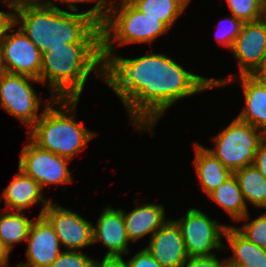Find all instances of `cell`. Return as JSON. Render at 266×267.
Returning a JSON list of instances; mask_svg holds the SVG:
<instances>
[{
    "label": "cell",
    "instance_id": "cell-1",
    "mask_svg": "<svg viewBox=\"0 0 266 267\" xmlns=\"http://www.w3.org/2000/svg\"><path fill=\"white\" fill-rule=\"evenodd\" d=\"M166 54L123 58L115 54L104 65V83L120 98L131 124L152 131L179 99L209 90L211 79L184 69Z\"/></svg>",
    "mask_w": 266,
    "mask_h": 267
},
{
    "label": "cell",
    "instance_id": "cell-2",
    "mask_svg": "<svg viewBox=\"0 0 266 267\" xmlns=\"http://www.w3.org/2000/svg\"><path fill=\"white\" fill-rule=\"evenodd\" d=\"M70 11L50 4L25 7L14 12V24L42 54L67 43H101L100 23L87 11Z\"/></svg>",
    "mask_w": 266,
    "mask_h": 267
},
{
    "label": "cell",
    "instance_id": "cell-3",
    "mask_svg": "<svg viewBox=\"0 0 266 267\" xmlns=\"http://www.w3.org/2000/svg\"><path fill=\"white\" fill-rule=\"evenodd\" d=\"M104 65L102 43H67L42 54L40 81L55 99H80L90 73L104 80Z\"/></svg>",
    "mask_w": 266,
    "mask_h": 267
},
{
    "label": "cell",
    "instance_id": "cell-4",
    "mask_svg": "<svg viewBox=\"0 0 266 267\" xmlns=\"http://www.w3.org/2000/svg\"><path fill=\"white\" fill-rule=\"evenodd\" d=\"M78 102L75 98L54 99L29 129L28 137L40 148L71 160L97 136L76 120Z\"/></svg>",
    "mask_w": 266,
    "mask_h": 267
},
{
    "label": "cell",
    "instance_id": "cell-5",
    "mask_svg": "<svg viewBox=\"0 0 266 267\" xmlns=\"http://www.w3.org/2000/svg\"><path fill=\"white\" fill-rule=\"evenodd\" d=\"M101 25L102 58L104 64L115 54V47L152 42L169 28L158 18L146 16L128 0H109L105 18ZM118 44V45H117Z\"/></svg>",
    "mask_w": 266,
    "mask_h": 267
},
{
    "label": "cell",
    "instance_id": "cell-6",
    "mask_svg": "<svg viewBox=\"0 0 266 267\" xmlns=\"http://www.w3.org/2000/svg\"><path fill=\"white\" fill-rule=\"evenodd\" d=\"M265 137L262 130L235 117L213 138L216 147L208 150L233 173L253 165L258 146Z\"/></svg>",
    "mask_w": 266,
    "mask_h": 267
},
{
    "label": "cell",
    "instance_id": "cell-7",
    "mask_svg": "<svg viewBox=\"0 0 266 267\" xmlns=\"http://www.w3.org/2000/svg\"><path fill=\"white\" fill-rule=\"evenodd\" d=\"M31 82L38 79L4 72L0 76V107L26 125L28 130L38 121L44 109L55 99L51 94L41 110V100ZM41 110L40 115L38 112Z\"/></svg>",
    "mask_w": 266,
    "mask_h": 267
},
{
    "label": "cell",
    "instance_id": "cell-8",
    "mask_svg": "<svg viewBox=\"0 0 266 267\" xmlns=\"http://www.w3.org/2000/svg\"><path fill=\"white\" fill-rule=\"evenodd\" d=\"M174 221L180 228L189 257L216 255L212 250L220 251L228 247L222 244L221 237L229 225H220L216 219L212 220L197 208L188 209L185 216Z\"/></svg>",
    "mask_w": 266,
    "mask_h": 267
},
{
    "label": "cell",
    "instance_id": "cell-9",
    "mask_svg": "<svg viewBox=\"0 0 266 267\" xmlns=\"http://www.w3.org/2000/svg\"><path fill=\"white\" fill-rule=\"evenodd\" d=\"M20 151L18 168L38 182L42 190L45 186L73 183L68 168L70 159L44 150L30 138Z\"/></svg>",
    "mask_w": 266,
    "mask_h": 267
},
{
    "label": "cell",
    "instance_id": "cell-10",
    "mask_svg": "<svg viewBox=\"0 0 266 267\" xmlns=\"http://www.w3.org/2000/svg\"><path fill=\"white\" fill-rule=\"evenodd\" d=\"M14 27L15 24L10 27L12 34L7 31L0 45L3 70L40 80L42 53L19 28L15 31Z\"/></svg>",
    "mask_w": 266,
    "mask_h": 267
},
{
    "label": "cell",
    "instance_id": "cell-11",
    "mask_svg": "<svg viewBox=\"0 0 266 267\" xmlns=\"http://www.w3.org/2000/svg\"><path fill=\"white\" fill-rule=\"evenodd\" d=\"M52 225L65 250L78 251L93 245L92 222L78 212L66 209L51 201L42 214Z\"/></svg>",
    "mask_w": 266,
    "mask_h": 267
},
{
    "label": "cell",
    "instance_id": "cell-12",
    "mask_svg": "<svg viewBox=\"0 0 266 267\" xmlns=\"http://www.w3.org/2000/svg\"><path fill=\"white\" fill-rule=\"evenodd\" d=\"M238 61L239 74L250 75L266 64V16L260 20L243 23L241 31L230 50Z\"/></svg>",
    "mask_w": 266,
    "mask_h": 267
},
{
    "label": "cell",
    "instance_id": "cell-13",
    "mask_svg": "<svg viewBox=\"0 0 266 267\" xmlns=\"http://www.w3.org/2000/svg\"><path fill=\"white\" fill-rule=\"evenodd\" d=\"M26 241L27 262L20 263L21 267H49L62 252L54 228L43 215L34 217Z\"/></svg>",
    "mask_w": 266,
    "mask_h": 267
},
{
    "label": "cell",
    "instance_id": "cell-14",
    "mask_svg": "<svg viewBox=\"0 0 266 267\" xmlns=\"http://www.w3.org/2000/svg\"><path fill=\"white\" fill-rule=\"evenodd\" d=\"M93 245L95 243H103L108 249L105 257H118L129 254L128 239L123 209H114L108 206L102 210L96 225L92 226Z\"/></svg>",
    "mask_w": 266,
    "mask_h": 267
},
{
    "label": "cell",
    "instance_id": "cell-15",
    "mask_svg": "<svg viewBox=\"0 0 266 267\" xmlns=\"http://www.w3.org/2000/svg\"><path fill=\"white\" fill-rule=\"evenodd\" d=\"M145 248L162 267H182L189 257L180 228L173 219H168L150 237Z\"/></svg>",
    "mask_w": 266,
    "mask_h": 267
},
{
    "label": "cell",
    "instance_id": "cell-16",
    "mask_svg": "<svg viewBox=\"0 0 266 267\" xmlns=\"http://www.w3.org/2000/svg\"><path fill=\"white\" fill-rule=\"evenodd\" d=\"M210 79L213 88L226 86L233 81L236 82V80L241 82L245 106L236 117L266 134V90L251 75H239L237 78L230 76L222 79Z\"/></svg>",
    "mask_w": 266,
    "mask_h": 267
},
{
    "label": "cell",
    "instance_id": "cell-17",
    "mask_svg": "<svg viewBox=\"0 0 266 267\" xmlns=\"http://www.w3.org/2000/svg\"><path fill=\"white\" fill-rule=\"evenodd\" d=\"M2 200L5 202V206L9 208V211L11 209V211L22 212L40 201L43 207L39 215L43 214L45 208L52 201L51 199L44 198L43 190L39 183L20 169L14 175L9 185L3 190V194L0 195V203Z\"/></svg>",
    "mask_w": 266,
    "mask_h": 267
},
{
    "label": "cell",
    "instance_id": "cell-18",
    "mask_svg": "<svg viewBox=\"0 0 266 267\" xmlns=\"http://www.w3.org/2000/svg\"><path fill=\"white\" fill-rule=\"evenodd\" d=\"M136 200V207L129 213L123 209L125 229L128 239L137 242L149 234L150 237L168 220L165 219V208L162 204L144 203L139 206Z\"/></svg>",
    "mask_w": 266,
    "mask_h": 267
},
{
    "label": "cell",
    "instance_id": "cell-19",
    "mask_svg": "<svg viewBox=\"0 0 266 267\" xmlns=\"http://www.w3.org/2000/svg\"><path fill=\"white\" fill-rule=\"evenodd\" d=\"M195 158L193 165L195 166L199 184H201L203 192L209 195L218 188L233 173L226 168L207 147L201 144H194Z\"/></svg>",
    "mask_w": 266,
    "mask_h": 267
},
{
    "label": "cell",
    "instance_id": "cell-20",
    "mask_svg": "<svg viewBox=\"0 0 266 267\" xmlns=\"http://www.w3.org/2000/svg\"><path fill=\"white\" fill-rule=\"evenodd\" d=\"M233 255L226 260L241 267H266V248L247 240L234 226L227 227L224 236Z\"/></svg>",
    "mask_w": 266,
    "mask_h": 267
},
{
    "label": "cell",
    "instance_id": "cell-21",
    "mask_svg": "<svg viewBox=\"0 0 266 267\" xmlns=\"http://www.w3.org/2000/svg\"><path fill=\"white\" fill-rule=\"evenodd\" d=\"M208 197L222 207L234 221L238 222L248 213V206L234 174L212 191Z\"/></svg>",
    "mask_w": 266,
    "mask_h": 267
},
{
    "label": "cell",
    "instance_id": "cell-22",
    "mask_svg": "<svg viewBox=\"0 0 266 267\" xmlns=\"http://www.w3.org/2000/svg\"><path fill=\"white\" fill-rule=\"evenodd\" d=\"M242 191L244 201L257 208L266 209V178L254 166H246L233 172Z\"/></svg>",
    "mask_w": 266,
    "mask_h": 267
},
{
    "label": "cell",
    "instance_id": "cell-23",
    "mask_svg": "<svg viewBox=\"0 0 266 267\" xmlns=\"http://www.w3.org/2000/svg\"><path fill=\"white\" fill-rule=\"evenodd\" d=\"M137 10L158 18L169 29L174 25L177 18L183 14L191 0H128Z\"/></svg>",
    "mask_w": 266,
    "mask_h": 267
},
{
    "label": "cell",
    "instance_id": "cell-24",
    "mask_svg": "<svg viewBox=\"0 0 266 267\" xmlns=\"http://www.w3.org/2000/svg\"><path fill=\"white\" fill-rule=\"evenodd\" d=\"M1 211V210H0ZM22 211H3L0 214V240L13 250L16 243L26 241L34 219L22 215Z\"/></svg>",
    "mask_w": 266,
    "mask_h": 267
},
{
    "label": "cell",
    "instance_id": "cell-25",
    "mask_svg": "<svg viewBox=\"0 0 266 267\" xmlns=\"http://www.w3.org/2000/svg\"><path fill=\"white\" fill-rule=\"evenodd\" d=\"M231 14L243 23L260 20L266 16L261 0H226Z\"/></svg>",
    "mask_w": 266,
    "mask_h": 267
},
{
    "label": "cell",
    "instance_id": "cell-26",
    "mask_svg": "<svg viewBox=\"0 0 266 267\" xmlns=\"http://www.w3.org/2000/svg\"><path fill=\"white\" fill-rule=\"evenodd\" d=\"M249 216L248 212L241 220H239L247 221L246 224L242 225L240 228L234 226L235 229L247 240L259 247L266 248V211L251 221H248Z\"/></svg>",
    "mask_w": 266,
    "mask_h": 267
},
{
    "label": "cell",
    "instance_id": "cell-27",
    "mask_svg": "<svg viewBox=\"0 0 266 267\" xmlns=\"http://www.w3.org/2000/svg\"><path fill=\"white\" fill-rule=\"evenodd\" d=\"M220 23L223 26L221 24H219L221 26H217L218 28L216 30L215 37L216 41H218L219 45H222L225 48H229L231 50L235 39L241 31L243 22L231 14L230 17H226L223 20H220Z\"/></svg>",
    "mask_w": 266,
    "mask_h": 267
},
{
    "label": "cell",
    "instance_id": "cell-28",
    "mask_svg": "<svg viewBox=\"0 0 266 267\" xmlns=\"http://www.w3.org/2000/svg\"><path fill=\"white\" fill-rule=\"evenodd\" d=\"M96 261L81 251L65 250L49 267H96Z\"/></svg>",
    "mask_w": 266,
    "mask_h": 267
},
{
    "label": "cell",
    "instance_id": "cell-29",
    "mask_svg": "<svg viewBox=\"0 0 266 267\" xmlns=\"http://www.w3.org/2000/svg\"><path fill=\"white\" fill-rule=\"evenodd\" d=\"M50 5L56 6V2L59 1L62 4H66L69 10H79L75 3H86V2H94V6L88 10L87 12L94 17L99 23L103 21L105 18L109 0H48ZM55 1V3H53Z\"/></svg>",
    "mask_w": 266,
    "mask_h": 267
},
{
    "label": "cell",
    "instance_id": "cell-30",
    "mask_svg": "<svg viewBox=\"0 0 266 267\" xmlns=\"http://www.w3.org/2000/svg\"><path fill=\"white\" fill-rule=\"evenodd\" d=\"M226 259L220 260L216 255L188 257L182 267H225Z\"/></svg>",
    "mask_w": 266,
    "mask_h": 267
},
{
    "label": "cell",
    "instance_id": "cell-31",
    "mask_svg": "<svg viewBox=\"0 0 266 267\" xmlns=\"http://www.w3.org/2000/svg\"><path fill=\"white\" fill-rule=\"evenodd\" d=\"M127 263L129 267H162L146 248H142Z\"/></svg>",
    "mask_w": 266,
    "mask_h": 267
},
{
    "label": "cell",
    "instance_id": "cell-32",
    "mask_svg": "<svg viewBox=\"0 0 266 267\" xmlns=\"http://www.w3.org/2000/svg\"><path fill=\"white\" fill-rule=\"evenodd\" d=\"M2 1H5V5L12 10V12H15L19 9L25 8V7H35V6H44L48 5V0H0V3Z\"/></svg>",
    "mask_w": 266,
    "mask_h": 267
},
{
    "label": "cell",
    "instance_id": "cell-33",
    "mask_svg": "<svg viewBox=\"0 0 266 267\" xmlns=\"http://www.w3.org/2000/svg\"><path fill=\"white\" fill-rule=\"evenodd\" d=\"M253 165L266 178V137L258 146Z\"/></svg>",
    "mask_w": 266,
    "mask_h": 267
},
{
    "label": "cell",
    "instance_id": "cell-34",
    "mask_svg": "<svg viewBox=\"0 0 266 267\" xmlns=\"http://www.w3.org/2000/svg\"><path fill=\"white\" fill-rule=\"evenodd\" d=\"M14 24V12L0 11V45L4 41L7 31Z\"/></svg>",
    "mask_w": 266,
    "mask_h": 267
},
{
    "label": "cell",
    "instance_id": "cell-35",
    "mask_svg": "<svg viewBox=\"0 0 266 267\" xmlns=\"http://www.w3.org/2000/svg\"><path fill=\"white\" fill-rule=\"evenodd\" d=\"M124 256L118 257H103L101 261H96V267H129L127 260L123 259Z\"/></svg>",
    "mask_w": 266,
    "mask_h": 267
},
{
    "label": "cell",
    "instance_id": "cell-36",
    "mask_svg": "<svg viewBox=\"0 0 266 267\" xmlns=\"http://www.w3.org/2000/svg\"><path fill=\"white\" fill-rule=\"evenodd\" d=\"M250 75L266 90V70L264 68L254 70Z\"/></svg>",
    "mask_w": 266,
    "mask_h": 267
},
{
    "label": "cell",
    "instance_id": "cell-37",
    "mask_svg": "<svg viewBox=\"0 0 266 267\" xmlns=\"http://www.w3.org/2000/svg\"><path fill=\"white\" fill-rule=\"evenodd\" d=\"M10 252L8 247L0 240V267L9 265Z\"/></svg>",
    "mask_w": 266,
    "mask_h": 267
},
{
    "label": "cell",
    "instance_id": "cell-38",
    "mask_svg": "<svg viewBox=\"0 0 266 267\" xmlns=\"http://www.w3.org/2000/svg\"><path fill=\"white\" fill-rule=\"evenodd\" d=\"M225 267H241V266H238L236 264H231L226 260Z\"/></svg>",
    "mask_w": 266,
    "mask_h": 267
},
{
    "label": "cell",
    "instance_id": "cell-39",
    "mask_svg": "<svg viewBox=\"0 0 266 267\" xmlns=\"http://www.w3.org/2000/svg\"><path fill=\"white\" fill-rule=\"evenodd\" d=\"M4 73L2 62H1V55H0V76Z\"/></svg>",
    "mask_w": 266,
    "mask_h": 267
},
{
    "label": "cell",
    "instance_id": "cell-40",
    "mask_svg": "<svg viewBox=\"0 0 266 267\" xmlns=\"http://www.w3.org/2000/svg\"><path fill=\"white\" fill-rule=\"evenodd\" d=\"M263 8L266 10V0H261Z\"/></svg>",
    "mask_w": 266,
    "mask_h": 267
},
{
    "label": "cell",
    "instance_id": "cell-41",
    "mask_svg": "<svg viewBox=\"0 0 266 267\" xmlns=\"http://www.w3.org/2000/svg\"><path fill=\"white\" fill-rule=\"evenodd\" d=\"M4 267H10V266H9V265H6V266H4ZM16 267H21V266L18 264Z\"/></svg>",
    "mask_w": 266,
    "mask_h": 267
}]
</instances>
